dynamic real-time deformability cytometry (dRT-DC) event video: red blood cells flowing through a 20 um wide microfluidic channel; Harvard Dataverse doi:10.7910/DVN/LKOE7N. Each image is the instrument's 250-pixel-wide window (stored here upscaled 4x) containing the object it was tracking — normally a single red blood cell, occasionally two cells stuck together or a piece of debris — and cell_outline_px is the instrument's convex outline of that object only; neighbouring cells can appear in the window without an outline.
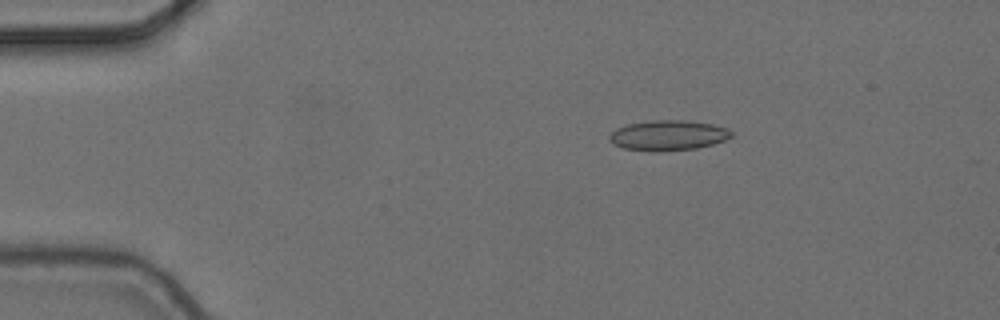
{"species": "common noctule bat (a hibernating species)", "species_latin": "Nyctalus noctula", "temperature_condition": "cold", "stored_images_in_passage": 4, "camera_frame_rate_fps": 3000, "um_per_image_px": 0.085, "animal": {"sex": "female", "body_mass_g": 24.6, "forearm_length_mm": 56.2}, "frame": {"image": 1, "passage_image": 2, "time_ms": 0.333, "image_size_px": [1000, 320], "cell_outline_px": [[732, 136], [724, 140], [712, 144], [696, 148], [656, 152], [648, 152], [624, 148], [616, 144], [608, 136], [616, 128], [628, 124], [652, 120], [688, 120], [712, 124], [728, 128], [732, 132]], "centroid_in_image_um": [56.81, 11.5], "position_along_channel_um": 28.2, "area_um2": 21.44}}